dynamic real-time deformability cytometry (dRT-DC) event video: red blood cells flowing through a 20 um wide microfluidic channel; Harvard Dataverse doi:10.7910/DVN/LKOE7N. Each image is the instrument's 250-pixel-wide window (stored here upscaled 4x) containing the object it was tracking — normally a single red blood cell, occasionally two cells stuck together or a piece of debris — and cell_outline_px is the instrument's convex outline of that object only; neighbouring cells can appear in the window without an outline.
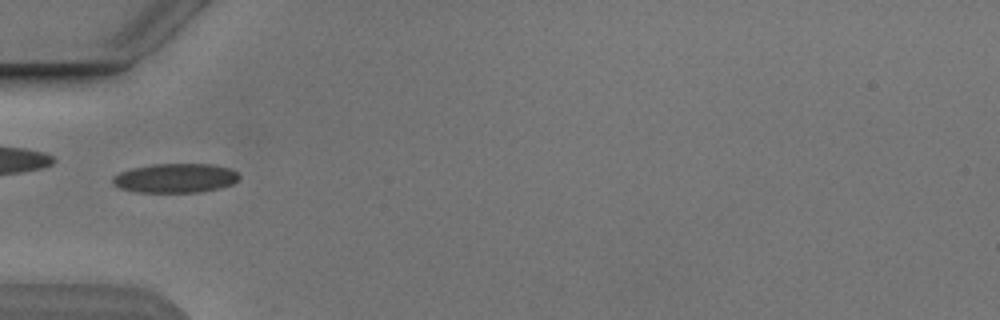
{"species": "Egyptian fruit bat (a non-hibernating species)", "species_latin": "Rousettus aegyptiacus", "temperature_condition": "cold", "stored_images_in_passage": 5, "camera_frame_rate_fps": 3000, "um_per_image_px": 0.085, "animal": {"sex": "male"}, "frame": {"image": 1, "passage_image": 5, "time_ms": 4.667, "image_size_px": [1000, 320], "cell_outline_px": [[240, 176], [232, 184], [220, 188], [200, 192], [136, 192], [120, 188], [112, 184], [112, 176], [120, 172], [132, 168], [152, 164], [212, 164], [228, 168], [236, 172]], "centroid_in_image_um": [14.87, 15.14], "position_along_channel_um": 70.1, "area_um2": 21.56}}